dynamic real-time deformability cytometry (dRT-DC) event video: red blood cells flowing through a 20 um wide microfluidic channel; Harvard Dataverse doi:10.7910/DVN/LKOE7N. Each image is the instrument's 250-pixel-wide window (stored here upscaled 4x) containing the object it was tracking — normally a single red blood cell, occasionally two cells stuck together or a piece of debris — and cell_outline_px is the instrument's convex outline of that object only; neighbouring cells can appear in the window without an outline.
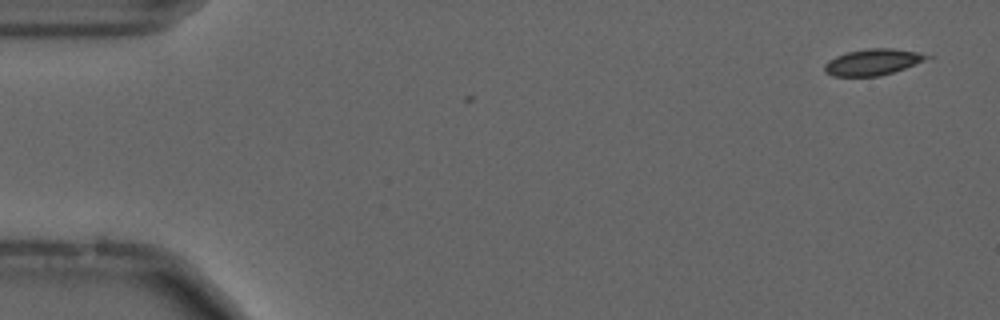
{"species": "common noctule bat (a hibernating species)", "species_latin": "Nyctalus noctula", "temperature_condition": "cold", "stored_images_in_passage": 3, "camera_frame_rate_fps": 3000, "um_per_image_px": 0.085, "animal": {"sex": "male", "forearm_length_mm": 52.5}, "frame": {"image": 1, "passage_image": 3, "time_ms": 0.667, "image_size_px": [1000, 320], "cell_outline_px": [[932, 56], [924, 60], [904, 68], [880, 76], [832, 76], [824, 68], [824, 64], [828, 60], [836, 56], [848, 52], [868, 48], [892, 48], [920, 52]], "centroid_in_image_um": [74.18, 5.26], "position_along_channel_um": 10.8, "area_um2": 15.43}}